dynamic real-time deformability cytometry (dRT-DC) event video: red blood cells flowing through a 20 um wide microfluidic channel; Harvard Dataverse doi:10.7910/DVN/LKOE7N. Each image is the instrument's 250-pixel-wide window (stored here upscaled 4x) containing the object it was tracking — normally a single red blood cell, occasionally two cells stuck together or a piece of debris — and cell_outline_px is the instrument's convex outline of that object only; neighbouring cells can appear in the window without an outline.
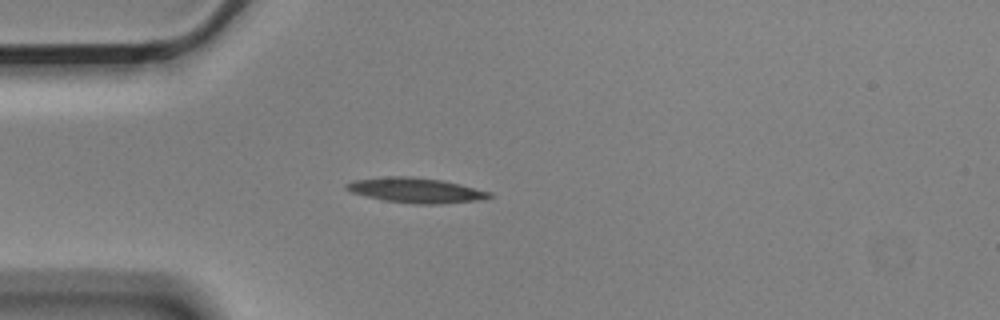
{"species": "Egyptian fruit bat (a non-hibernating species)", "species_latin": "Rousettus aegyptiacus", "temperature_condition": "cold", "stored_images_in_passage": 1, "camera_frame_rate_fps": 3000, "um_per_image_px": 0.085, "animal": {"sex": "male"}, "frame": {"image": 1, "passage_image": 1, "time_ms": 0.0, "image_size_px": [1000, 320], "cell_outline_px": [[492, 196], [476, 200], [436, 204], [416, 204], [384, 200], [352, 192], [344, 188], [344, 184], [352, 180], [388, 176], [412, 176], [444, 180], [492, 192]], "centroid_in_image_um": [35.32, 16.15], "position_along_channel_um": 49.7, "area_um2": 20.75}}